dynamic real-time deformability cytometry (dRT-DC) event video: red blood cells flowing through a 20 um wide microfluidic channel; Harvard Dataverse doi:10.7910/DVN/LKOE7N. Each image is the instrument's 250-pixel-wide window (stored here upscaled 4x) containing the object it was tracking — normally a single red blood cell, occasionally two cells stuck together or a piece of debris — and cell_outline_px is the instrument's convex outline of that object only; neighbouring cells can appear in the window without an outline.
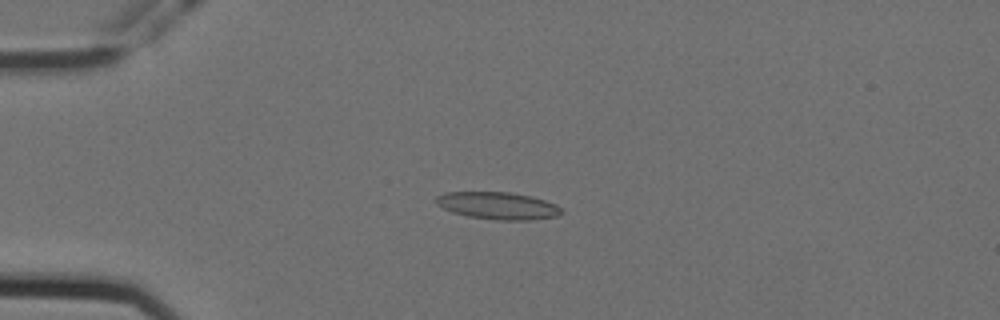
{"species": "Egyptian fruit bat (a non-hibernating species)", "species_latin": "Rousettus aegyptiacus", "temperature_condition": "cold", "stored_images_in_passage": 27, "camera_frame_rate_fps": 3000, "um_per_image_px": 0.085, "animal": {"sex": "female"}, "frame": {"image": 1, "passage_image": 14, "time_ms": 4.333, "image_size_px": [1000, 320], "cell_outline_px": [[564, 212], [556, 216], [528, 220], [496, 220], [468, 216], [452, 212], [436, 204], [436, 196], [444, 192], [508, 192], [532, 196], [556, 204]], "centroid_in_image_um": [42.31, 17.48], "position_along_channel_um": 42.7, "area_um2": 19.88}}
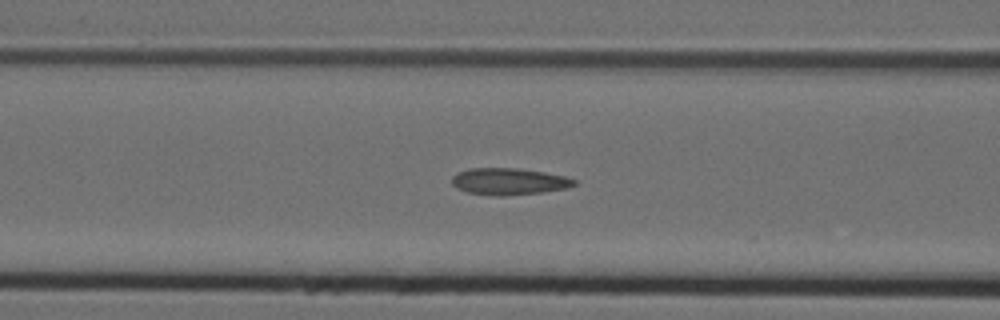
{"frame": {"image": 2, "passage_image": 23, "time_ms": 7.333, "image_size_px": [1000, 320], "cell_outline_px": [[576, 184], [568, 188], [540, 192], [504, 196], [496, 196], [468, 192], [456, 188], [452, 184], [452, 176], [468, 168], [516, 168], [544, 172], [564, 176], [576, 180]], "centroid_in_image_um": [43.25, 15.42], "position_along_channel_um": 123.4, "area_um2": 18.96}}
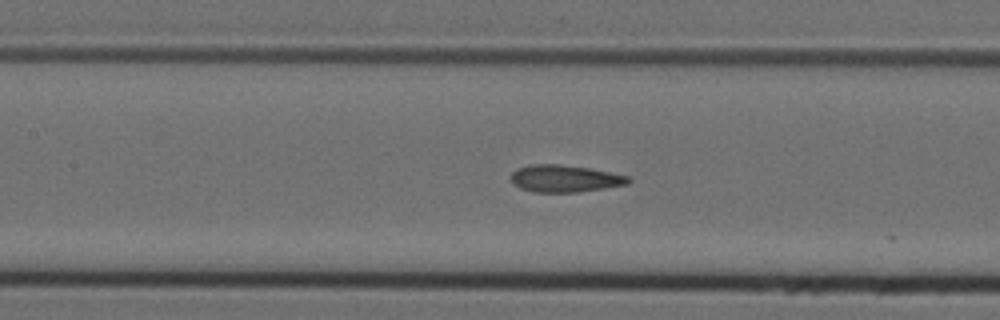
{"frame": {"image": 3, "passage_image": 26, "time_ms": 8.333, "image_size_px": [1000, 320], "cell_outline_px": [[632, 180], [628, 184], [604, 188], [576, 192], [532, 192], [520, 188], [512, 184], [508, 176], [516, 168], [528, 164], [560, 164], [588, 168], [628, 176]], "centroid_in_image_um": [47.92, 15.17], "position_along_channel_um": 159.5, "area_um2": 18.73}}